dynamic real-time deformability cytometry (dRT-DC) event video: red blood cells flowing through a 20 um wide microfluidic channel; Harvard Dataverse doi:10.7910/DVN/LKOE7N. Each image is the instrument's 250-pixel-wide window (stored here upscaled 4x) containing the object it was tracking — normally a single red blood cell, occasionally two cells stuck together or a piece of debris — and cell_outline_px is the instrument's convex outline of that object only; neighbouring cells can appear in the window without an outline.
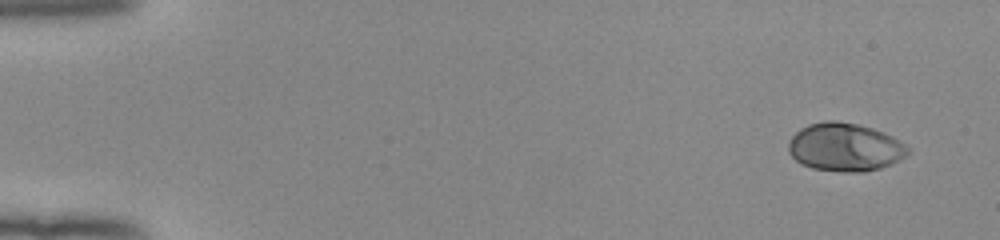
{"species": "human", "species_latin": "Homo sapiens", "temperature_condition": "room temperature", "stored_images_in_passage": 50, "camera_frame_rate_fps": 3000, "um_per_image_px": 0.085, "donor": {"sex": "female"}, "frame": {"image": 1, "passage_image": 1, "time_ms": 0.0, "image_size_px": [1000, 240], "cell_outline_px": [[908, 156], [892, 164], [880, 168], [864, 172], [844, 172], [812, 168], [800, 164], [788, 152], [788, 144], [792, 136], [800, 128], [808, 124], [828, 120], [836, 120], [856, 124], [872, 128], [884, 132], [900, 140], [908, 148]], "centroid_in_image_um": [71.82, 12.51], "position_along_channel_um": 13.2, "area_um2": 33.76}}
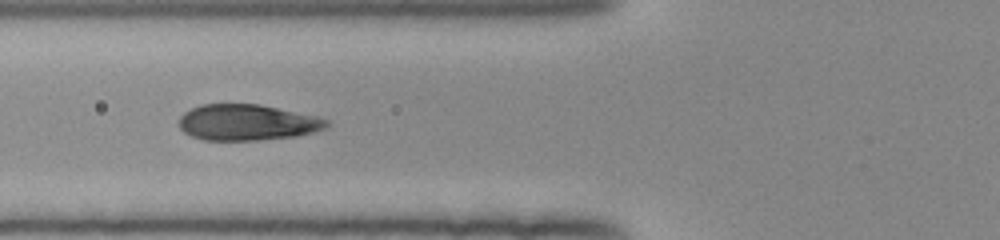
{"frame": {"image": 2, "passage_image": 19, "time_ms": 6.0, "image_size_px": [1000, 240], "cell_outline_px": [[328, 124], [324, 128], [312, 132], [296, 136], [260, 140], [204, 140], [192, 136], [184, 132], [180, 128], [180, 116], [184, 112], [200, 104], [260, 104], [316, 116], [328, 120]], "centroid_in_image_um": [20.98, 10.4], "position_along_channel_um": 104.8, "area_um2": 30.81}}
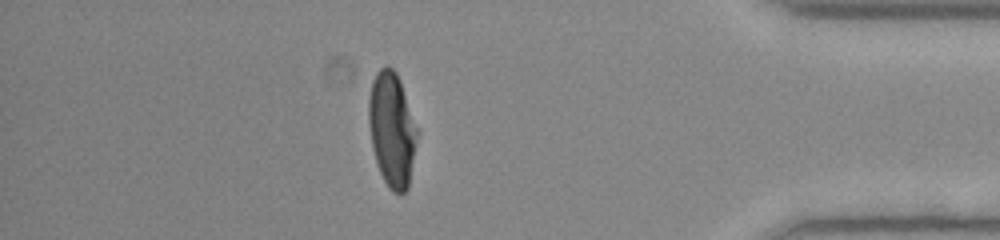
{"frame": {"image": 3, "passage_image": 44, "time_ms": 14.333, "image_size_px": [1000, 240], "cell_outline_px": [[416, 136], [408, 188], [404, 192], [392, 192], [388, 188], [380, 172], [372, 148], [368, 124], [368, 96], [372, 80], [376, 72], [380, 68], [388, 64], [396, 72], [400, 80], [416, 128]], "centroid_in_image_um": [33.26, 10.96], "position_along_channel_um": 401.9, "area_um2": 31.85}, "authors_computed_cell_mechanics": {"area_um2": 32.5703, "velocity_mm_per_s": 3.9602, "shape_relaxation_time_tau1_ms": 3.9177, "shape_relaxation_time_tau2_ms": null, "deformation_change_tau1": 0.2132, "deformation_change_tau2": null}}